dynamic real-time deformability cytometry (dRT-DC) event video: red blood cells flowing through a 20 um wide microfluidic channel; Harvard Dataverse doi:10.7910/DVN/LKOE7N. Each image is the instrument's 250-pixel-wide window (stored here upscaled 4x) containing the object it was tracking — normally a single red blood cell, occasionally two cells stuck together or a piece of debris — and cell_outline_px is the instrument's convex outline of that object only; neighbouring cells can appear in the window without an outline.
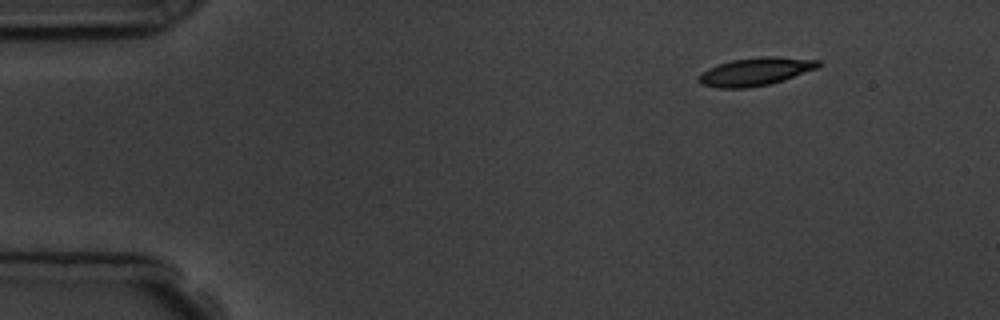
{"species": "common noctule bat (a hibernating species)", "species_latin": "Nyctalus noctula", "temperature_condition": "room temperature", "stored_images_in_passage": 5, "camera_frame_rate_fps": 3000, "um_per_image_px": 0.085, "animal": {"sex": "male", "body_mass_g": 19.5, "forearm_length_mm": 54.6}, "frame": {"image": 1, "passage_image": 1, "time_ms": 0.0, "image_size_px": [1000, 320], "cell_outline_px": [[820, 64], [816, 68], [784, 80], [772, 84], [748, 88], [716, 88], [700, 84], [696, 80], [696, 76], [700, 72], [708, 68], [732, 60], [764, 56], [772, 56], [820, 60]], "centroid_in_image_um": [64.14, 6.1], "position_along_channel_um": 20.9, "area_um2": 19.65}}
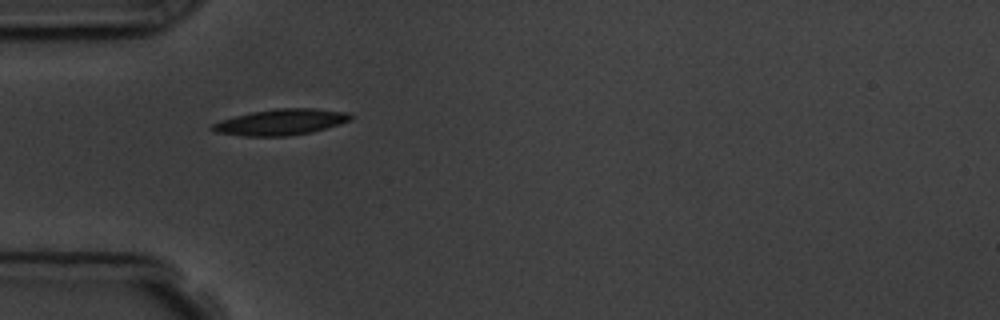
{"frame": {"image": 2, "passage_image": 4, "time_ms": 3.333, "image_size_px": [1000, 320], "cell_outline_px": [[352, 120], [340, 124], [312, 132], [288, 136], [244, 136], [216, 132], [208, 128], [212, 124], [220, 120], [252, 112], [276, 108], [316, 108], [348, 112], [352, 116]], "centroid_in_image_um": [23.89, 10.37], "position_along_channel_um": 61.1, "area_um2": 21.04}}